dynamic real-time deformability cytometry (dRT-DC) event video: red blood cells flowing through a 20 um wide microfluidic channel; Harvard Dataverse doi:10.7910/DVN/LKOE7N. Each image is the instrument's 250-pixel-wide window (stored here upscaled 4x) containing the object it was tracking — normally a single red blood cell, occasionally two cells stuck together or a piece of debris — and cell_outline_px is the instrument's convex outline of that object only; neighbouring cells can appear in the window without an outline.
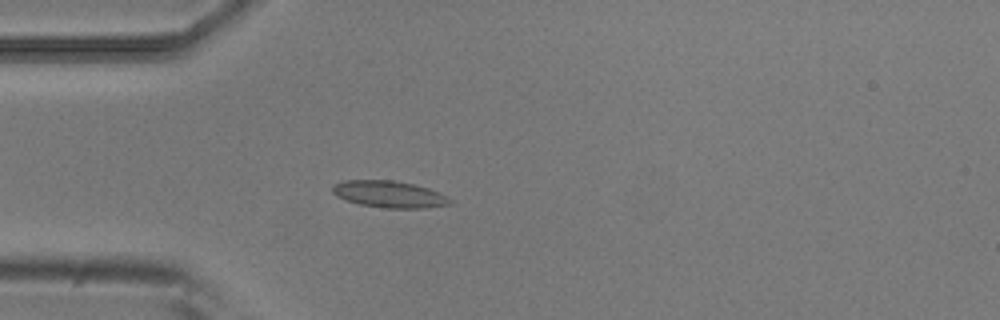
{"species": "common noctule bat (a hibernating species)", "species_latin": "Nyctalus noctula", "temperature_condition": "room temperature", "stored_images_in_passage": 5, "camera_frame_rate_fps": 3000, "um_per_image_px": 0.085, "animal": {"sex": "male", "body_mass_g": 20.5, "forearm_length_mm": 52.5}, "frame": {"image": 1, "passage_image": 5, "time_ms": 1.333, "image_size_px": [1000, 320], "cell_outline_px": [[452, 204], [424, 208], [388, 208], [360, 204], [336, 196], [332, 192], [332, 184], [344, 180], [392, 180], [412, 184], [428, 188], [440, 192], [448, 196], [452, 200]], "centroid_in_image_um": [33.1, 16.5], "position_along_channel_um": 51.9, "area_um2": 18.32}}